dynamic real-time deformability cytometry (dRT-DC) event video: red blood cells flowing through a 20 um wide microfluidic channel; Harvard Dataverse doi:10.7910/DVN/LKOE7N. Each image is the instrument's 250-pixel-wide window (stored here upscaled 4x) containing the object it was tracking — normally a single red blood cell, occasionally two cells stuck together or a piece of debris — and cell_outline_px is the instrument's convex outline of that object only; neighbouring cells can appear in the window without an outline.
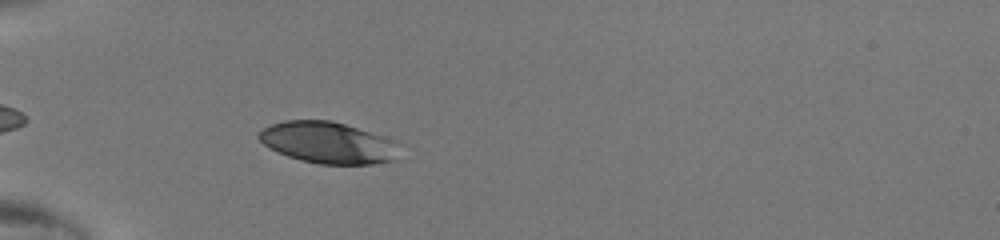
{"species": "human", "species_latin": "Homo sapiens", "temperature_condition": "room temperature", "stored_images_in_passage": 33, "camera_frame_rate_fps": 3000, "um_per_image_px": 0.085, "donor": {"sex": "male"}, "frame": {"image": 1, "passage_image": 4, "time_ms": 1.0, "image_size_px": [1000, 240], "cell_outline_px": [[396, 160], [372, 164], [320, 164], [300, 160], [288, 156], [268, 148], [256, 136], [264, 128], [272, 124], [284, 120], [332, 120], [380, 136], [388, 140]], "centroid_in_image_um": [27.72, 12.12], "position_along_channel_um": 57.3, "area_um2": 32.95}}
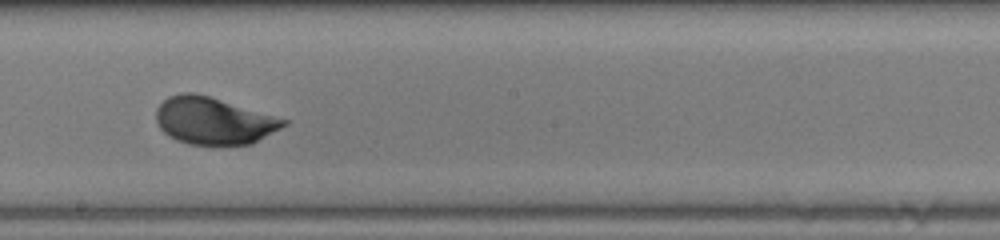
{"frame": {"image": 2, "passage_image": 17, "time_ms": 5.333, "image_size_px": [1000, 240], "cell_outline_px": [[288, 124], [252, 144], [216, 148], [188, 144], [176, 140], [168, 136], [160, 128], [156, 120], [156, 108], [168, 96], [180, 92], [196, 92], [288, 120]], "centroid_in_image_um": [18.14, 10.31], "position_along_channel_um": 230.1, "area_um2": 35.78}}
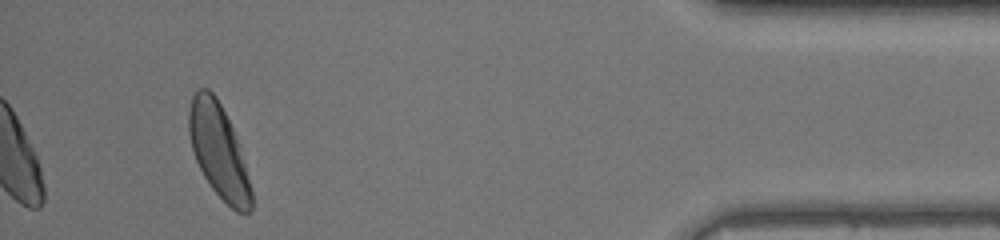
{"frame": {"image": 3, "passage_image": 33, "time_ms": 10.667, "image_size_px": [1000, 240], "cell_outline_px": [[252, 212], [236, 212], [212, 188], [204, 176], [196, 160], [192, 148], [188, 132], [188, 112], [192, 96], [200, 88], [208, 88], [216, 96], [232, 128], [244, 164], [252, 192]], "centroid_in_image_um": [18.56, 12.83], "position_along_channel_um": 416.6, "area_um2": 33.29}}